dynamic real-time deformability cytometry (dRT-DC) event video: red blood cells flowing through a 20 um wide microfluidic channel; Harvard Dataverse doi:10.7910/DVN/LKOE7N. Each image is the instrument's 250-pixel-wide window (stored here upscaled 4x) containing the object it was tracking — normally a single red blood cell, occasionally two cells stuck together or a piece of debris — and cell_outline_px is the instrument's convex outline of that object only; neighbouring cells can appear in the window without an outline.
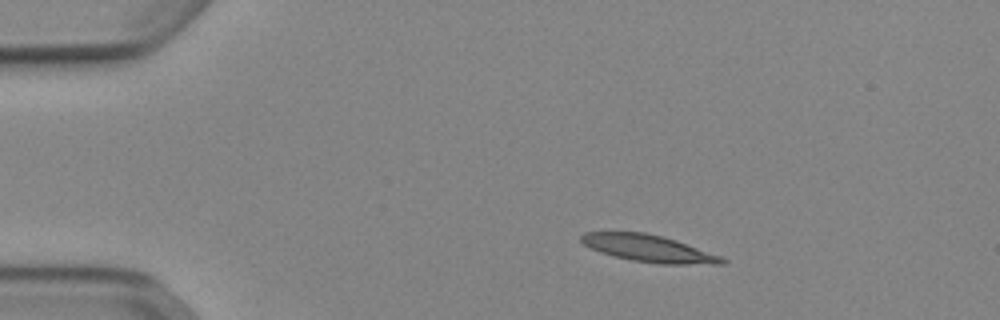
{"species": "Egyptian fruit bat (a non-hibernating species)", "species_latin": "Rousettus aegyptiacus", "temperature_condition": "cold", "stored_images_in_passage": 52, "camera_frame_rate_fps": 3000, "um_per_image_px": 0.085, "animal": {"sex": "female"}, "frame": {"image": 1, "passage_image": 9, "time_ms": 2.667, "image_size_px": [1000, 320], "cell_outline_px": [[728, 260], [724, 264], [660, 264], [632, 260], [612, 256], [600, 252], [584, 244], [580, 240], [580, 236], [584, 232], [644, 232], [676, 240], [720, 256]], "centroid_in_image_um": [55.12, 21.12], "position_along_channel_um": 29.9, "area_um2": 21.96}}
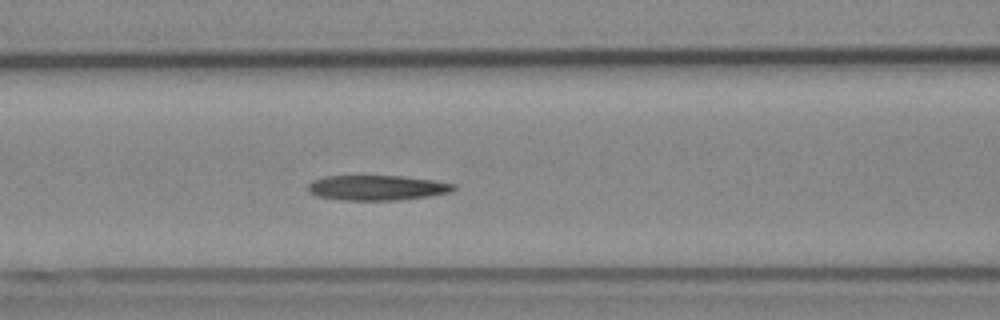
{"frame": {"image": 2, "passage_image": 22, "time_ms": 7.0, "image_size_px": [1000, 320], "cell_outline_px": [[456, 188], [452, 192], [428, 196], [400, 200], [344, 200], [316, 196], [308, 192], [308, 184], [312, 180], [324, 176], [404, 176], [432, 180], [456, 184]], "centroid_in_image_um": [32.04, 15.96], "position_along_channel_um": 134.6, "area_um2": 21.39}}
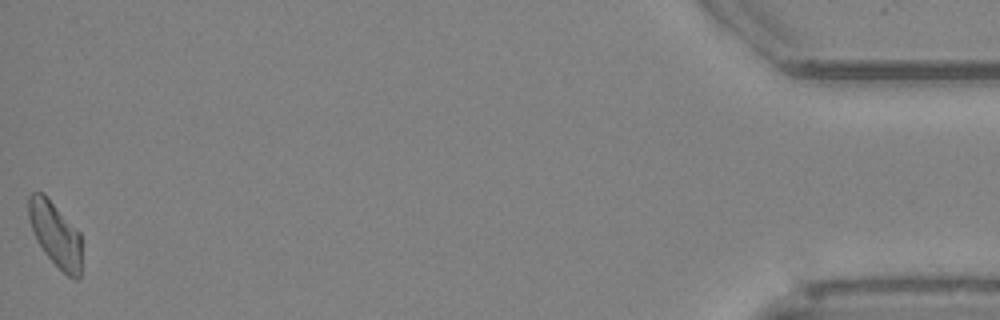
{"frame": {"image": 3, "passage_image": 52, "time_ms": 17.0, "image_size_px": [1000, 320], "cell_outline_px": [[80, 276], [76, 280], [68, 276], [44, 252], [36, 240], [28, 216], [28, 196], [32, 192], [44, 192], [80, 232]], "centroid_in_image_um": [4.69, 19.86], "position_along_channel_um": 430.5, "area_um2": 19.88}}